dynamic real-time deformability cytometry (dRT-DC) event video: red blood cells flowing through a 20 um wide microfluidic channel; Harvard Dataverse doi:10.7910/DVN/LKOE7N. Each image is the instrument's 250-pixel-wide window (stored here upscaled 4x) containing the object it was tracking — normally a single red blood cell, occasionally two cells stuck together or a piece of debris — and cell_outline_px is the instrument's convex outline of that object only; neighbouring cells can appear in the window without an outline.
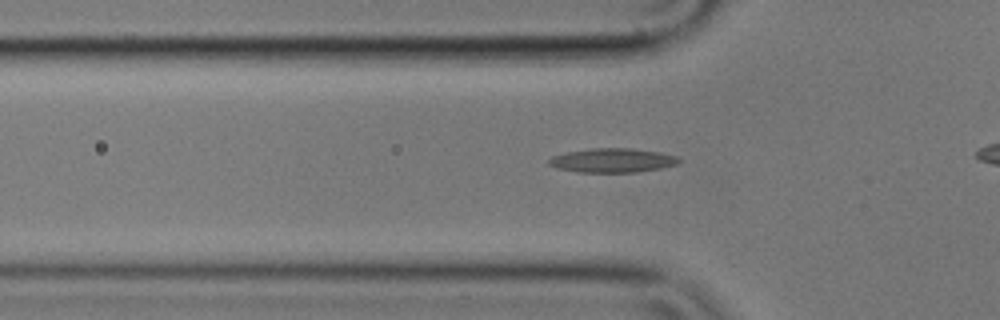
{"species": "common noctule bat (a hibernating species)", "species_latin": "Nyctalus noctula", "temperature_condition": "cold", "stored_images_in_passage": 45, "camera_frame_rate_fps": 3000, "um_per_image_px": 0.085, "animal": {"sex": "male", "body_mass_g": 17.9}, "frame": {"image": 1, "passage_image": 17, "time_ms": 5.333, "image_size_px": [1000, 320], "cell_outline_px": [[680, 160], [676, 164], [660, 168], [636, 172], [576, 172], [556, 168], [548, 164], [548, 160], [552, 156], [568, 152], [592, 148], [628, 148], [660, 152], [676, 156]], "centroid_in_image_um": [52.02, 13.63], "position_along_channel_um": 73.8, "area_um2": 18.15}}
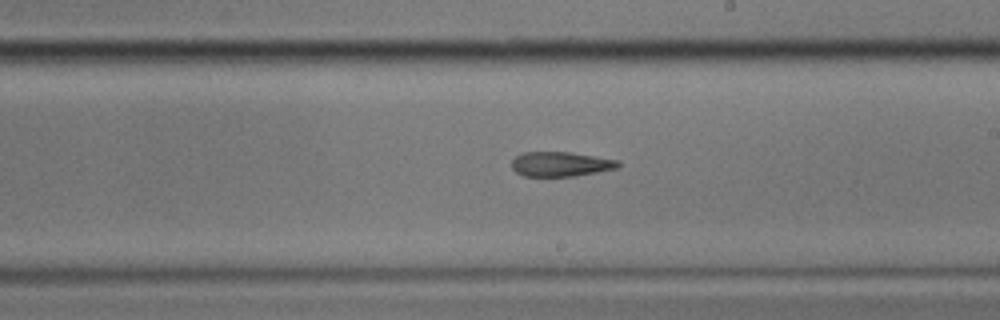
{"frame": {"image": 2, "passage_image": 31, "time_ms": 10.0, "image_size_px": [1000, 320], "cell_outline_px": [[620, 168], [576, 176], [524, 176], [516, 172], [512, 168], [512, 160], [516, 156], [524, 152], [568, 152], [620, 160]], "centroid_in_image_um": [47.69, 13.95], "position_along_channel_um": 241.3, "area_um2": 15.37}}
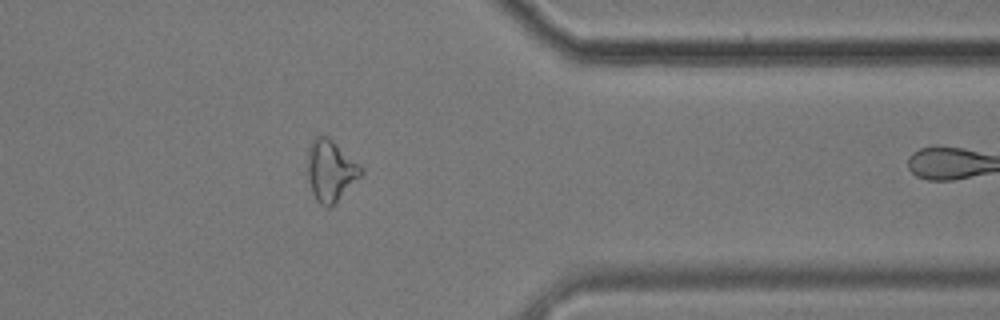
{"frame": {"image": 3, "passage_image": 44, "time_ms": 14.333, "image_size_px": [1000, 320], "cell_outline_px": [[364, 172], [328, 208], [324, 208], [316, 200], [312, 192], [308, 180], [308, 148], [312, 140], [316, 136], [328, 136], [360, 164], [364, 168]], "centroid_in_image_um": [28.09, 14.47], "position_along_channel_um": 383.3, "area_um2": 18.84}}